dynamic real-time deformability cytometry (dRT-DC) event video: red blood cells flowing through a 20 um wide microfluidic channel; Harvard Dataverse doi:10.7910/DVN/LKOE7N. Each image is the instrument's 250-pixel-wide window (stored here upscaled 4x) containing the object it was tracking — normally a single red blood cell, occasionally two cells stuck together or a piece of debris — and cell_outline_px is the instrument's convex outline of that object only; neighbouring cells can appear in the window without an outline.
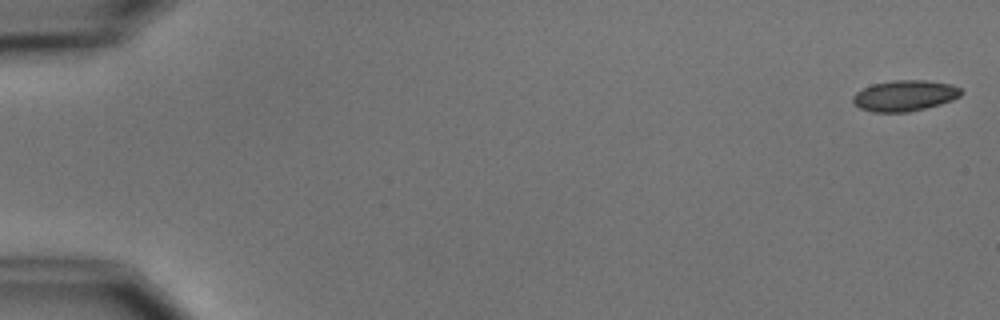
{"species": "common noctule bat (a hibernating species)", "species_latin": "Nyctalus noctula", "temperature_condition": "cold", "stored_images_in_passage": 9, "camera_frame_rate_fps": 3000, "um_per_image_px": 0.085, "animal": {"sex": "male", "body_mass_g": 15.6}, "frame": {"image": 1, "passage_image": 1, "time_ms": 0.0, "image_size_px": [1000, 320], "cell_outline_px": [[964, 92], [960, 96], [952, 100], [940, 104], [908, 112], [872, 112], [860, 108], [852, 104], [852, 96], [856, 92], [872, 84], [892, 80], [924, 80], [952, 84], [960, 88]], "centroid_in_image_um": [76.88, 8.13], "position_along_channel_um": 8.1, "area_um2": 19.59}}
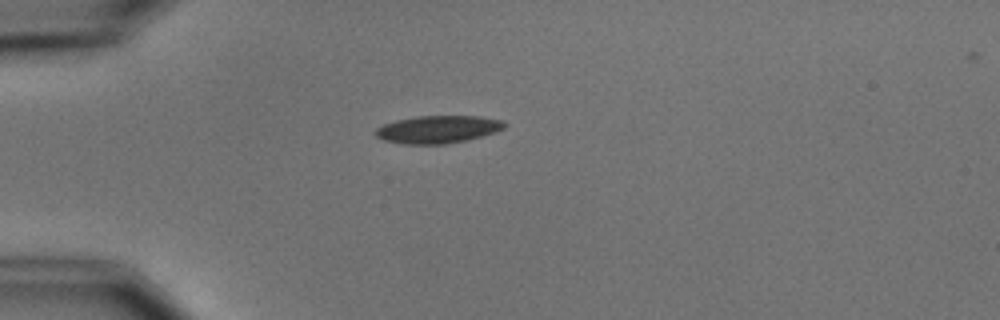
{"frame": {"image": 2, "passage_image": 5, "time_ms": 4.667, "image_size_px": [1000, 320], "cell_outline_px": [[508, 124], [504, 128], [496, 132], [468, 140], [444, 144], [400, 144], [384, 140], [376, 136], [372, 132], [376, 128], [384, 124], [396, 120], [416, 116], [480, 116], [504, 120]], "centroid_in_image_um": [37.23, 10.99], "position_along_channel_um": 47.8, "area_um2": 21.04}}
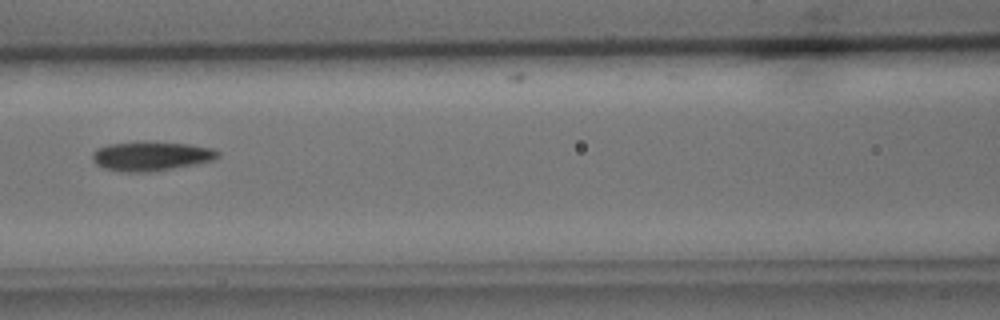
{"frame": {"image": 3, "passage_image": 8, "time_ms": 8.0, "image_size_px": [1000, 320], "cell_outline_px": [[220, 156], [212, 160], [152, 172], [120, 172], [104, 168], [96, 164], [92, 160], [92, 152], [96, 148], [108, 144], [188, 144], [212, 148], [220, 152]], "centroid_in_image_um": [12.8, 13.31], "position_along_channel_um": 153.8, "area_um2": 20.58}}